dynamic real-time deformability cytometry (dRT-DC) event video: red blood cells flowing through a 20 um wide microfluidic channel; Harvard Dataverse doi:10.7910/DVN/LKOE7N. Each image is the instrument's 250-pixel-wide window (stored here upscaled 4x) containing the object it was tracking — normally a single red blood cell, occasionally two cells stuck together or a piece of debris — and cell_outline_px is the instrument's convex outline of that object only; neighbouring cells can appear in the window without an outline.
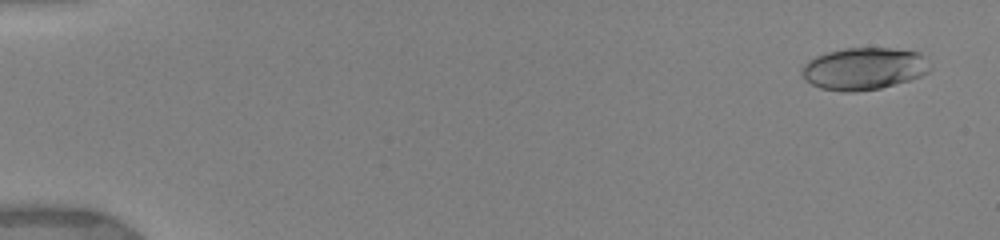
{"species": "human", "species_latin": "Homo sapiens", "temperature_condition": "warm", "stored_images_in_passage": 18, "camera_frame_rate_fps": 3000, "um_per_image_px": 0.085, "donor": {"sex": "female"}, "frame": {"image": 1, "passage_image": 2, "time_ms": 0.667, "image_size_px": [1000, 240], "cell_outline_px": [[932, 68], [928, 72], [920, 76], [908, 80], [880, 88], [856, 92], [844, 92], [820, 88], [804, 80], [804, 64], [808, 60], [816, 56], [828, 52], [844, 48], [892, 48], [920, 52], [924, 56]], "centroid_in_image_um": [73.46, 5.83], "position_along_channel_um": 11.5, "area_um2": 31.44}}
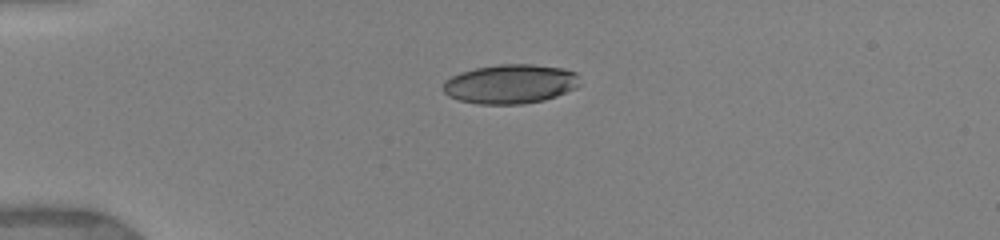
{"frame": {"image": 2, "passage_image": 10, "time_ms": 4.333, "image_size_px": [1000, 240], "cell_outline_px": [[580, 84], [576, 88], [556, 96], [544, 100], [524, 104], [476, 104], [460, 100], [448, 96], [444, 92], [444, 80], [460, 72], [476, 68], [500, 64], [532, 64], [564, 68], [576, 72], [580, 76]], "centroid_in_image_um": [43.41, 7.13], "position_along_channel_um": 41.6, "area_um2": 31.5}}